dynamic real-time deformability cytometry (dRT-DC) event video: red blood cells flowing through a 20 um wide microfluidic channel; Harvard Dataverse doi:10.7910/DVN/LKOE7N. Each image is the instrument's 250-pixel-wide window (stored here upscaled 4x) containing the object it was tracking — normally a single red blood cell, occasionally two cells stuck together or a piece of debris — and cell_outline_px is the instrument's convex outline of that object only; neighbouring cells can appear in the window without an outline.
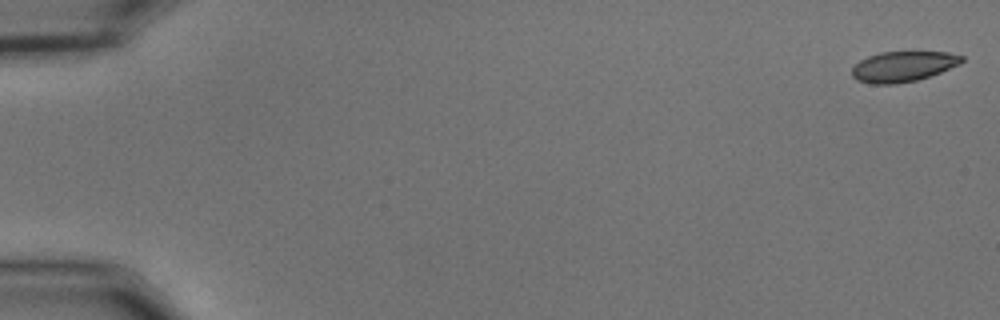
{"species": "common noctule bat (a hibernating species)", "species_latin": "Nyctalus noctula", "temperature_condition": "cold", "stored_images_in_passage": 56, "camera_frame_rate_fps": 3000, "um_per_image_px": 0.085, "animal": {"sex": "male", "body_mass_g": 15.6}, "frame": {"image": 1, "passage_image": 1, "time_ms": 0.0, "image_size_px": [1000, 320], "cell_outline_px": [[964, 60], [960, 64], [940, 72], [916, 80], [896, 84], [872, 84], [856, 80], [852, 76], [852, 68], [860, 60], [868, 56], [880, 52], [948, 52], [964, 56]], "centroid_in_image_um": [76.75, 5.65], "position_along_channel_um": 8.2, "area_um2": 19.42}}
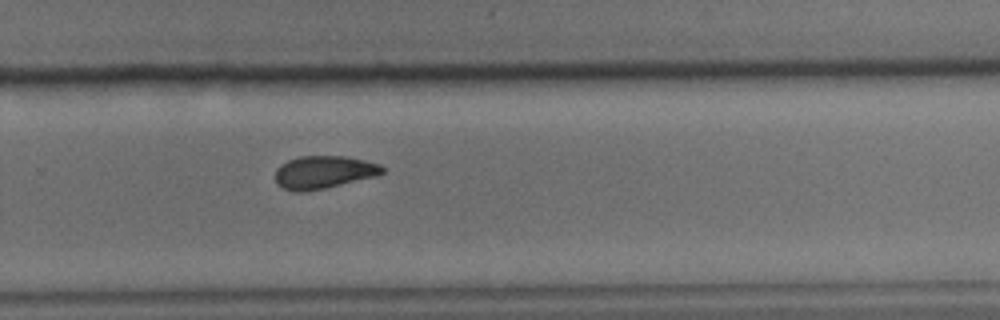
{"frame": {"image": 2, "passage_image": 38, "time_ms": 12.333, "image_size_px": [1000, 320], "cell_outline_px": [[384, 172], [376, 176], [324, 188], [304, 192], [296, 192], [284, 188], [276, 184], [276, 168], [280, 164], [288, 160], [300, 156], [344, 156], [364, 160], [380, 164], [384, 168]], "centroid_in_image_um": [27.49, 14.63], "position_along_channel_um": 302.3, "area_um2": 20.4}}
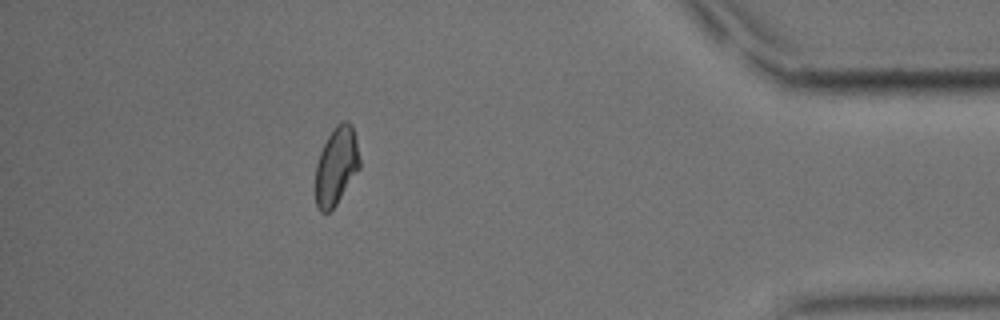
{"frame": {"image": 3, "passage_image": 50, "time_ms": 16.333, "image_size_px": [1000, 320], "cell_outline_px": [[360, 168], [336, 204], [328, 212], [320, 212], [316, 208], [316, 164], [320, 152], [332, 128], [336, 124], [344, 120], [348, 120], [352, 124], [356, 140], [360, 160]], "centroid_in_image_um": [28.59, 14.08], "position_along_channel_um": 406.6, "area_um2": 20.06}, "authors_computed_cell_mechanics": {"area_um2": 20.6346, "velocity_mm_per_s": 3.6399, "shape_relaxation_time_tau1_ms": 7.2243, "shape_relaxation_time_tau2_ms": 4.712, "deformation_change_tau1": 0.1343, "deformation_change_tau2": 0.0832}}